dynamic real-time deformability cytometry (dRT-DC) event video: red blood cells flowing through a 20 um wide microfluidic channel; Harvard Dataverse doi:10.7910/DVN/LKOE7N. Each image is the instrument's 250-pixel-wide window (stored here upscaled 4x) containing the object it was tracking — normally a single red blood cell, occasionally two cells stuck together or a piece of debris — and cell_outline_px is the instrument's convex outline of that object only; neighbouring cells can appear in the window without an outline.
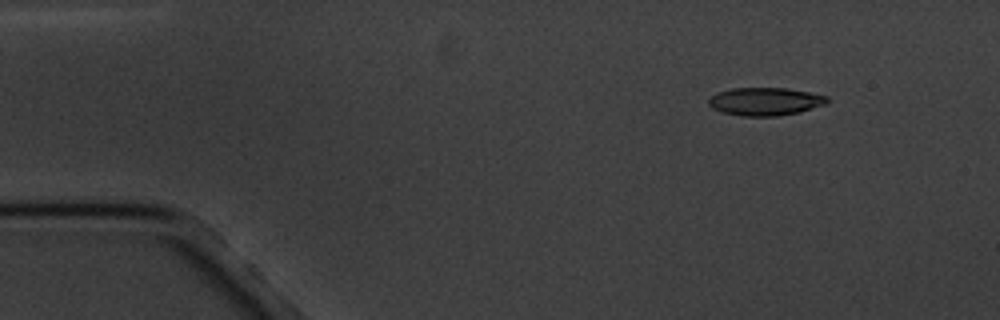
{"species": "common noctule bat (a hibernating species)", "species_latin": "Nyctalus noctula", "temperature_condition": "cold", "stored_images_in_passage": 3, "camera_frame_rate_fps": 3000, "um_per_image_px": 0.085, "animal": {"sex": "male", "body_mass_g": 20.1, "forearm_length_mm": 53.5}, "frame": {"image": 1, "passage_image": 1, "time_ms": 0.0, "image_size_px": [1000, 320], "cell_outline_px": [[828, 100], [824, 104], [800, 112], [776, 116], [744, 116], [724, 112], [712, 108], [708, 104], [708, 100], [712, 96], [720, 92], [732, 88], [788, 88], [828, 96]], "centroid_in_image_um": [65.04, 8.62], "position_along_channel_um": 20.0, "area_um2": 19.07}}
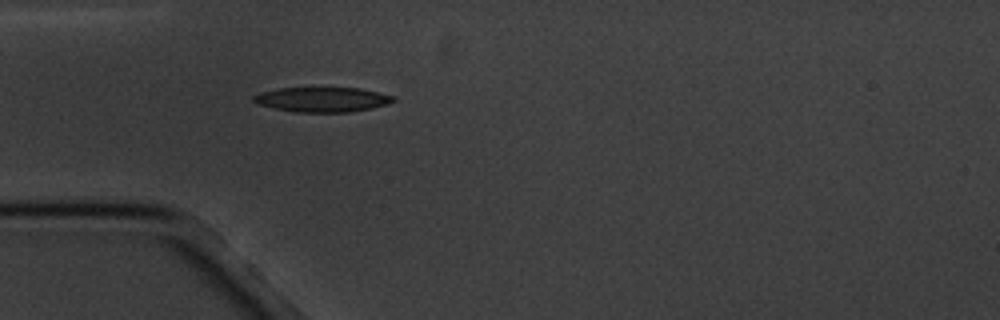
{"frame": {"image": 2, "passage_image": 3, "time_ms": 3.333, "image_size_px": [1000, 320], "cell_outline_px": [[396, 100], [372, 108], [348, 112], [296, 112], [276, 108], [260, 104], [252, 100], [252, 96], [260, 92], [280, 88], [360, 88], [396, 96]], "centroid_in_image_um": [27.41, 8.45], "position_along_channel_um": 57.6, "area_um2": 20.0}}